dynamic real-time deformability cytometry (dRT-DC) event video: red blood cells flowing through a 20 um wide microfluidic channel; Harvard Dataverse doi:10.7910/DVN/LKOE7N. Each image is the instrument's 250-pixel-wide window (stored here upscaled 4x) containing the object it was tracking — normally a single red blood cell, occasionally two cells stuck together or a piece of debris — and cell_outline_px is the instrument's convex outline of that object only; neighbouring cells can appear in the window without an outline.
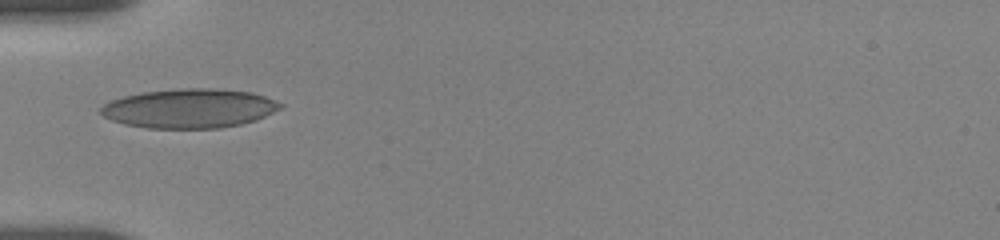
{"species": "human", "species_latin": "Homo sapiens", "temperature_condition": "room temperature", "stored_images_in_passage": 12, "camera_frame_rate_fps": 3000, "um_per_image_px": 0.085, "donor": {"sex": "female"}, "frame": {"image": 1, "passage_image": 6, "time_ms": 5.333, "image_size_px": [1000, 240], "cell_outline_px": [[284, 104], [280, 108], [256, 120], [240, 124], [220, 128], [148, 128], [124, 124], [112, 120], [104, 116], [100, 112], [100, 108], [104, 104], [112, 100], [124, 96], [144, 92], [180, 88], [212, 88], [252, 92], [276, 100]], "centroid_in_image_um": [16.1, 9.21], "position_along_channel_um": 68.9, "area_um2": 40.92}}
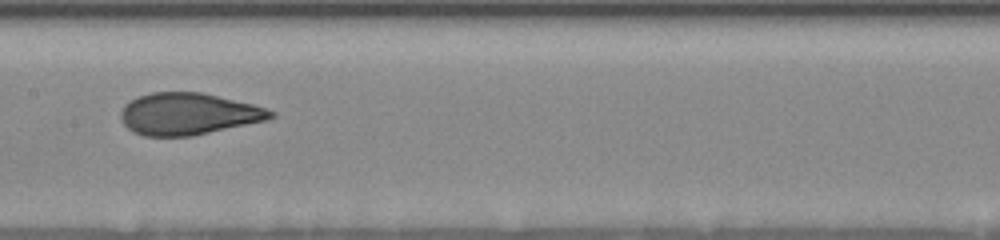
{"frame": {"image": 2, "passage_image": 9, "time_ms": 8.667, "image_size_px": [1000, 240], "cell_outline_px": [[276, 116], [268, 120], [192, 136], [144, 136], [132, 132], [124, 124], [120, 116], [120, 112], [124, 104], [140, 96], [152, 92], [200, 92], [252, 104], [276, 112]], "centroid_in_image_um": [16.0, 9.69], "position_along_channel_um": 191.4, "area_um2": 36.47}}
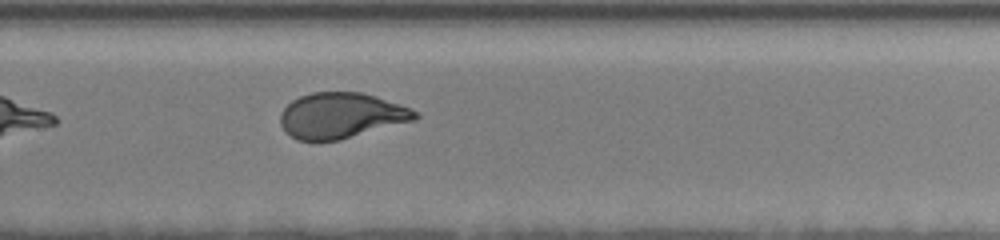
{"frame": {"image": 3, "passage_image": 12, "time_ms": 11.667, "image_size_px": [1000, 240], "cell_outline_px": [[420, 116], [416, 120], [340, 140], [296, 140], [280, 124], [280, 112], [292, 100], [300, 96], [312, 92], [360, 92], [376, 96], [400, 104], [420, 112]], "centroid_in_image_um": [29.03, 9.81], "position_along_channel_um": 300.8, "area_um2": 35.84}}